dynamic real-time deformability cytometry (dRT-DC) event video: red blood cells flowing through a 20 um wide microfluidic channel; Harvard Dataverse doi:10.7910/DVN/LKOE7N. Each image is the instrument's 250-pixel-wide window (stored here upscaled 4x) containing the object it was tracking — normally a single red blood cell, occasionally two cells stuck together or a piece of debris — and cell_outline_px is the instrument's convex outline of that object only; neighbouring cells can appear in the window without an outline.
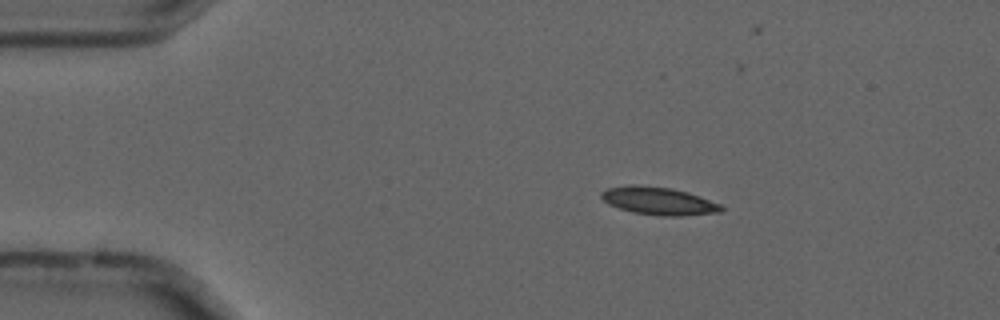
{"species": "common noctule bat (a hibernating species)", "species_latin": "Nyctalus noctula", "temperature_condition": "cold", "stored_images_in_passage": 47, "camera_frame_rate_fps": 3000, "um_per_image_px": 0.085, "animal": {"sex": "male", "forearm_length_mm": 52.5}, "frame": {"image": 1, "passage_image": 2, "time_ms": 0.333, "image_size_px": [1000, 320], "cell_outline_px": [[724, 208], [720, 212], [680, 216], [660, 216], [632, 212], [608, 204], [600, 196], [600, 192], [608, 188], [628, 184], [632, 184], [672, 188], [688, 192], [720, 204]], "centroid_in_image_um": [55.96, 17.07], "position_along_channel_um": 29.0, "area_um2": 19.42}}
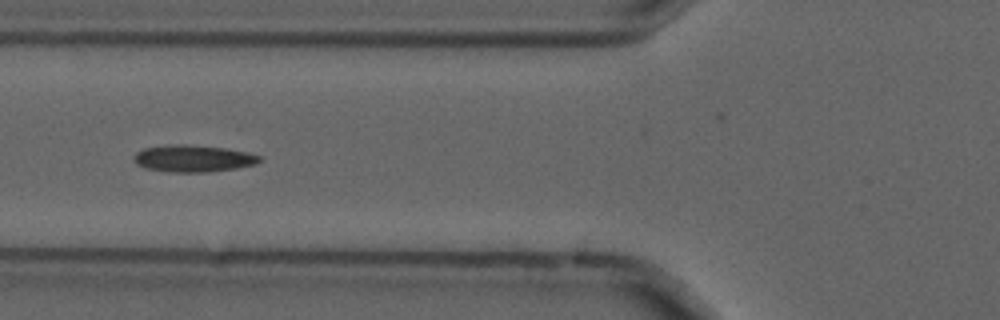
{"frame": {"image": 2, "passage_image": 13, "time_ms": 4.0, "image_size_px": [1000, 320], "cell_outline_px": [[260, 160], [256, 164], [236, 168], [208, 172], [168, 172], [144, 168], [136, 164], [136, 152], [144, 148], [172, 144], [188, 144], [224, 148], [248, 152], [260, 156]], "centroid_in_image_um": [16.42, 13.47], "position_along_channel_um": 109.4, "area_um2": 19.65}}
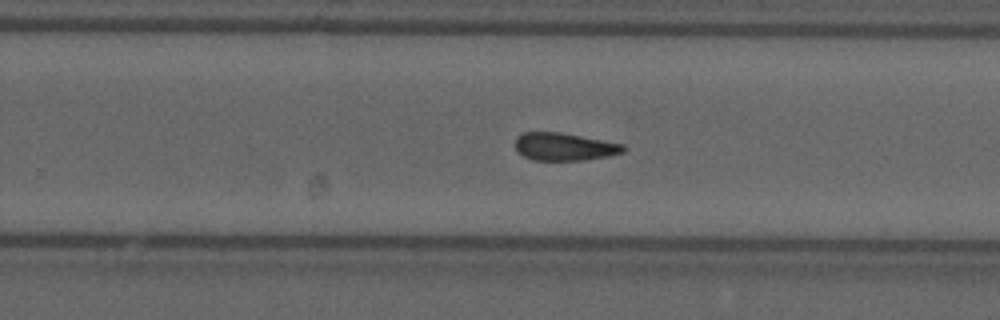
{"frame": {"image": 3, "passage_image": 27, "time_ms": 8.667, "image_size_px": [1000, 320], "cell_outline_px": [[628, 148], [624, 152], [608, 156], [584, 160], [532, 160], [524, 156], [516, 148], [516, 136], [524, 132], [560, 132], [624, 144]], "centroid_in_image_um": [48.0, 12.47], "position_along_channel_um": 281.8, "area_um2": 17.46}, "authors_computed_cell_mechanics": {"area_um2": 18.0336, "velocity_mm_per_s": 3.7022, "shape_relaxation_time_tau1_ms": 11.3262, "shape_relaxation_time_tau2_ms": 4.8946, "deformation_change_tau1": 0.1955, "deformation_change_tau2": 0.1255}}